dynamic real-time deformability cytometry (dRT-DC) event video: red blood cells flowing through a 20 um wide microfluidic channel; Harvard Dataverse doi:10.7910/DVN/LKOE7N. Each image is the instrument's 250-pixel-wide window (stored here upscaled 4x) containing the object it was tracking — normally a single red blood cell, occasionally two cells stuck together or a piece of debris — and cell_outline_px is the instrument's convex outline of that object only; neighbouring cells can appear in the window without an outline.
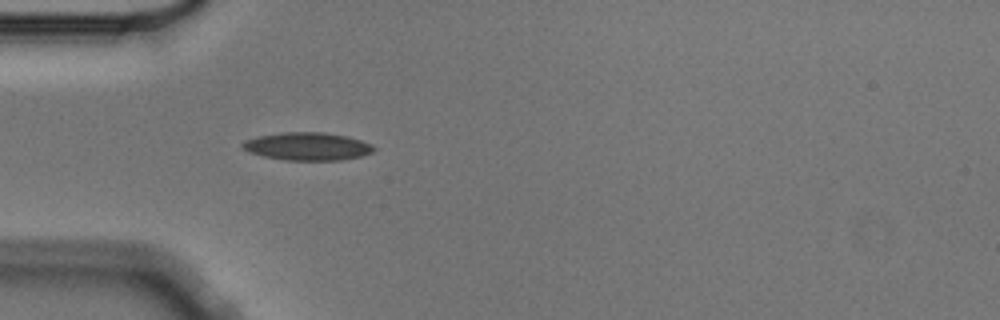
{"species": "Egyptian fruit bat (a non-hibernating species)", "species_latin": "Rousettus aegyptiacus", "temperature_condition": "cold", "stored_images_in_passage": 4, "camera_frame_rate_fps": 3000, "um_per_image_px": 0.085, "animal": {"sex": "male"}, "frame": {"image": 1, "passage_image": 4, "time_ms": 1.0, "image_size_px": [1000, 320], "cell_outline_px": [[376, 148], [372, 152], [360, 156], [340, 160], [284, 160], [264, 156], [252, 152], [244, 148], [240, 144], [244, 140], [260, 136], [284, 132], [324, 132], [348, 136], [360, 140]], "centroid_in_image_um": [26.13, 12.43], "position_along_channel_um": 58.9, "area_um2": 21.04}}